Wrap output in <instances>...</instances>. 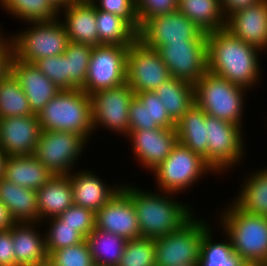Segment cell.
I'll return each instance as SVG.
<instances>
[{
    "mask_svg": "<svg viewBox=\"0 0 267 266\" xmlns=\"http://www.w3.org/2000/svg\"><path fill=\"white\" fill-rule=\"evenodd\" d=\"M258 53L262 55L225 28L207 33V71L247 90L261 81Z\"/></svg>",
    "mask_w": 267,
    "mask_h": 266,
    "instance_id": "cell-1",
    "label": "cell"
},
{
    "mask_svg": "<svg viewBox=\"0 0 267 266\" xmlns=\"http://www.w3.org/2000/svg\"><path fill=\"white\" fill-rule=\"evenodd\" d=\"M123 184L121 188L133 201L143 238L156 239L177 231L195 215L194 212H197L189 206L190 204L177 201L175 194L163 191L153 193L142 190L141 187L136 188L130 183Z\"/></svg>",
    "mask_w": 267,
    "mask_h": 266,
    "instance_id": "cell-2",
    "label": "cell"
},
{
    "mask_svg": "<svg viewBox=\"0 0 267 266\" xmlns=\"http://www.w3.org/2000/svg\"><path fill=\"white\" fill-rule=\"evenodd\" d=\"M221 213L219 228L230 238L235 253L248 266H267V217L243 211L234 202Z\"/></svg>",
    "mask_w": 267,
    "mask_h": 266,
    "instance_id": "cell-3",
    "label": "cell"
},
{
    "mask_svg": "<svg viewBox=\"0 0 267 266\" xmlns=\"http://www.w3.org/2000/svg\"><path fill=\"white\" fill-rule=\"evenodd\" d=\"M37 116L42 131L75 132L87 142L94 135L91 97L80 88L61 90Z\"/></svg>",
    "mask_w": 267,
    "mask_h": 266,
    "instance_id": "cell-4",
    "label": "cell"
},
{
    "mask_svg": "<svg viewBox=\"0 0 267 266\" xmlns=\"http://www.w3.org/2000/svg\"><path fill=\"white\" fill-rule=\"evenodd\" d=\"M193 86L195 104L206 115L244 126L242 114L245 111L247 89L209 71Z\"/></svg>",
    "mask_w": 267,
    "mask_h": 266,
    "instance_id": "cell-5",
    "label": "cell"
},
{
    "mask_svg": "<svg viewBox=\"0 0 267 266\" xmlns=\"http://www.w3.org/2000/svg\"><path fill=\"white\" fill-rule=\"evenodd\" d=\"M27 29L9 35L13 57L33 64L39 59L61 55L69 44L66 29L60 18L26 22Z\"/></svg>",
    "mask_w": 267,
    "mask_h": 266,
    "instance_id": "cell-6",
    "label": "cell"
},
{
    "mask_svg": "<svg viewBox=\"0 0 267 266\" xmlns=\"http://www.w3.org/2000/svg\"><path fill=\"white\" fill-rule=\"evenodd\" d=\"M210 172L216 175L202 156L178 142L151 175H155L153 178L157 181L158 191L178 195Z\"/></svg>",
    "mask_w": 267,
    "mask_h": 266,
    "instance_id": "cell-7",
    "label": "cell"
},
{
    "mask_svg": "<svg viewBox=\"0 0 267 266\" xmlns=\"http://www.w3.org/2000/svg\"><path fill=\"white\" fill-rule=\"evenodd\" d=\"M195 216L179 230L154 239L156 266L198 264L201 240L211 224Z\"/></svg>",
    "mask_w": 267,
    "mask_h": 266,
    "instance_id": "cell-8",
    "label": "cell"
},
{
    "mask_svg": "<svg viewBox=\"0 0 267 266\" xmlns=\"http://www.w3.org/2000/svg\"><path fill=\"white\" fill-rule=\"evenodd\" d=\"M205 125L207 127L208 164L217 175L227 173L229 169L240 165L246 154L244 143L246 141L242 127L210 115H206Z\"/></svg>",
    "mask_w": 267,
    "mask_h": 266,
    "instance_id": "cell-9",
    "label": "cell"
},
{
    "mask_svg": "<svg viewBox=\"0 0 267 266\" xmlns=\"http://www.w3.org/2000/svg\"><path fill=\"white\" fill-rule=\"evenodd\" d=\"M87 144L89 142L75 132L41 131L34 156L53 175H69Z\"/></svg>",
    "mask_w": 267,
    "mask_h": 266,
    "instance_id": "cell-10",
    "label": "cell"
},
{
    "mask_svg": "<svg viewBox=\"0 0 267 266\" xmlns=\"http://www.w3.org/2000/svg\"><path fill=\"white\" fill-rule=\"evenodd\" d=\"M129 46L101 44L93 46L85 84L87 95L120 86L126 82Z\"/></svg>",
    "mask_w": 267,
    "mask_h": 266,
    "instance_id": "cell-11",
    "label": "cell"
},
{
    "mask_svg": "<svg viewBox=\"0 0 267 266\" xmlns=\"http://www.w3.org/2000/svg\"><path fill=\"white\" fill-rule=\"evenodd\" d=\"M134 96L135 93L127 82L91 94L94 132L102 127L106 131L125 135L126 138L129 132L130 103Z\"/></svg>",
    "mask_w": 267,
    "mask_h": 266,
    "instance_id": "cell-12",
    "label": "cell"
},
{
    "mask_svg": "<svg viewBox=\"0 0 267 266\" xmlns=\"http://www.w3.org/2000/svg\"><path fill=\"white\" fill-rule=\"evenodd\" d=\"M171 77L195 84L207 72V33L187 40L156 47Z\"/></svg>",
    "mask_w": 267,
    "mask_h": 266,
    "instance_id": "cell-13",
    "label": "cell"
},
{
    "mask_svg": "<svg viewBox=\"0 0 267 266\" xmlns=\"http://www.w3.org/2000/svg\"><path fill=\"white\" fill-rule=\"evenodd\" d=\"M170 78L168 67L155 49L143 45L138 39L129 45L126 82L135 94L155 91Z\"/></svg>",
    "mask_w": 267,
    "mask_h": 266,
    "instance_id": "cell-14",
    "label": "cell"
},
{
    "mask_svg": "<svg viewBox=\"0 0 267 266\" xmlns=\"http://www.w3.org/2000/svg\"><path fill=\"white\" fill-rule=\"evenodd\" d=\"M203 33L193 21L176 10L146 20L137 32V39L155 49L167 44L197 40Z\"/></svg>",
    "mask_w": 267,
    "mask_h": 266,
    "instance_id": "cell-15",
    "label": "cell"
},
{
    "mask_svg": "<svg viewBox=\"0 0 267 266\" xmlns=\"http://www.w3.org/2000/svg\"><path fill=\"white\" fill-rule=\"evenodd\" d=\"M133 156L147 172L156 169L178 143L176 128H157L128 132ZM149 170V171H148Z\"/></svg>",
    "mask_w": 267,
    "mask_h": 266,
    "instance_id": "cell-16",
    "label": "cell"
},
{
    "mask_svg": "<svg viewBox=\"0 0 267 266\" xmlns=\"http://www.w3.org/2000/svg\"><path fill=\"white\" fill-rule=\"evenodd\" d=\"M96 228L127 240L141 237L132 199L121 188L95 213Z\"/></svg>",
    "mask_w": 267,
    "mask_h": 266,
    "instance_id": "cell-17",
    "label": "cell"
},
{
    "mask_svg": "<svg viewBox=\"0 0 267 266\" xmlns=\"http://www.w3.org/2000/svg\"><path fill=\"white\" fill-rule=\"evenodd\" d=\"M41 131L35 114L0 119V149L7 156L34 155Z\"/></svg>",
    "mask_w": 267,
    "mask_h": 266,
    "instance_id": "cell-18",
    "label": "cell"
},
{
    "mask_svg": "<svg viewBox=\"0 0 267 266\" xmlns=\"http://www.w3.org/2000/svg\"><path fill=\"white\" fill-rule=\"evenodd\" d=\"M225 29L262 52L267 51V0H261L229 15Z\"/></svg>",
    "mask_w": 267,
    "mask_h": 266,
    "instance_id": "cell-19",
    "label": "cell"
},
{
    "mask_svg": "<svg viewBox=\"0 0 267 266\" xmlns=\"http://www.w3.org/2000/svg\"><path fill=\"white\" fill-rule=\"evenodd\" d=\"M10 72L19 82L35 115L61 91L34 64L25 63L13 56L10 60Z\"/></svg>",
    "mask_w": 267,
    "mask_h": 266,
    "instance_id": "cell-20",
    "label": "cell"
},
{
    "mask_svg": "<svg viewBox=\"0 0 267 266\" xmlns=\"http://www.w3.org/2000/svg\"><path fill=\"white\" fill-rule=\"evenodd\" d=\"M72 184L73 204L97 212L102 208L122 187L103 182L102 176L96 175L89 169L74 170L68 175Z\"/></svg>",
    "mask_w": 267,
    "mask_h": 266,
    "instance_id": "cell-21",
    "label": "cell"
},
{
    "mask_svg": "<svg viewBox=\"0 0 267 266\" xmlns=\"http://www.w3.org/2000/svg\"><path fill=\"white\" fill-rule=\"evenodd\" d=\"M175 127L176 123L154 91L135 94L129 109V132Z\"/></svg>",
    "mask_w": 267,
    "mask_h": 266,
    "instance_id": "cell-22",
    "label": "cell"
},
{
    "mask_svg": "<svg viewBox=\"0 0 267 266\" xmlns=\"http://www.w3.org/2000/svg\"><path fill=\"white\" fill-rule=\"evenodd\" d=\"M63 15H61V14ZM69 41L90 46L99 45L96 8L91 2H72L59 9ZM64 20V21H63Z\"/></svg>",
    "mask_w": 267,
    "mask_h": 266,
    "instance_id": "cell-23",
    "label": "cell"
},
{
    "mask_svg": "<svg viewBox=\"0 0 267 266\" xmlns=\"http://www.w3.org/2000/svg\"><path fill=\"white\" fill-rule=\"evenodd\" d=\"M38 225V226H37ZM40 222L15 223L12 226L15 266H40L48 261L45 232ZM38 228V229H36ZM40 229V231H38Z\"/></svg>",
    "mask_w": 267,
    "mask_h": 266,
    "instance_id": "cell-24",
    "label": "cell"
},
{
    "mask_svg": "<svg viewBox=\"0 0 267 266\" xmlns=\"http://www.w3.org/2000/svg\"><path fill=\"white\" fill-rule=\"evenodd\" d=\"M0 201L6 206L15 223L39 222L35 190L21 187L2 178L0 179Z\"/></svg>",
    "mask_w": 267,
    "mask_h": 266,
    "instance_id": "cell-25",
    "label": "cell"
},
{
    "mask_svg": "<svg viewBox=\"0 0 267 266\" xmlns=\"http://www.w3.org/2000/svg\"><path fill=\"white\" fill-rule=\"evenodd\" d=\"M36 193L40 223L59 216L73 204L72 184L68 175H54Z\"/></svg>",
    "mask_w": 267,
    "mask_h": 266,
    "instance_id": "cell-26",
    "label": "cell"
},
{
    "mask_svg": "<svg viewBox=\"0 0 267 266\" xmlns=\"http://www.w3.org/2000/svg\"><path fill=\"white\" fill-rule=\"evenodd\" d=\"M54 175L34 155L8 156L4 177L21 187L37 191Z\"/></svg>",
    "mask_w": 267,
    "mask_h": 266,
    "instance_id": "cell-27",
    "label": "cell"
},
{
    "mask_svg": "<svg viewBox=\"0 0 267 266\" xmlns=\"http://www.w3.org/2000/svg\"><path fill=\"white\" fill-rule=\"evenodd\" d=\"M206 113L195 103L176 123L178 142L202 156L208 163Z\"/></svg>",
    "mask_w": 267,
    "mask_h": 266,
    "instance_id": "cell-28",
    "label": "cell"
},
{
    "mask_svg": "<svg viewBox=\"0 0 267 266\" xmlns=\"http://www.w3.org/2000/svg\"><path fill=\"white\" fill-rule=\"evenodd\" d=\"M265 167L247 175L238 194L232 199L243 211L267 217V166Z\"/></svg>",
    "mask_w": 267,
    "mask_h": 266,
    "instance_id": "cell-29",
    "label": "cell"
},
{
    "mask_svg": "<svg viewBox=\"0 0 267 266\" xmlns=\"http://www.w3.org/2000/svg\"><path fill=\"white\" fill-rule=\"evenodd\" d=\"M177 11L205 33L223 29L226 25L220 0H178Z\"/></svg>",
    "mask_w": 267,
    "mask_h": 266,
    "instance_id": "cell-30",
    "label": "cell"
},
{
    "mask_svg": "<svg viewBox=\"0 0 267 266\" xmlns=\"http://www.w3.org/2000/svg\"><path fill=\"white\" fill-rule=\"evenodd\" d=\"M154 92L175 123L195 103L193 84L174 77L165 81Z\"/></svg>",
    "mask_w": 267,
    "mask_h": 266,
    "instance_id": "cell-31",
    "label": "cell"
},
{
    "mask_svg": "<svg viewBox=\"0 0 267 266\" xmlns=\"http://www.w3.org/2000/svg\"><path fill=\"white\" fill-rule=\"evenodd\" d=\"M86 241L94 264L118 266L128 240L95 228L86 237Z\"/></svg>",
    "mask_w": 267,
    "mask_h": 266,
    "instance_id": "cell-32",
    "label": "cell"
},
{
    "mask_svg": "<svg viewBox=\"0 0 267 266\" xmlns=\"http://www.w3.org/2000/svg\"><path fill=\"white\" fill-rule=\"evenodd\" d=\"M213 229L210 228L201 240L200 258L198 266H248V264L235 253L230 238L221 242L214 239Z\"/></svg>",
    "mask_w": 267,
    "mask_h": 266,
    "instance_id": "cell-33",
    "label": "cell"
},
{
    "mask_svg": "<svg viewBox=\"0 0 267 266\" xmlns=\"http://www.w3.org/2000/svg\"><path fill=\"white\" fill-rule=\"evenodd\" d=\"M99 45L129 46L137 40V31L123 18L96 9Z\"/></svg>",
    "mask_w": 267,
    "mask_h": 266,
    "instance_id": "cell-34",
    "label": "cell"
},
{
    "mask_svg": "<svg viewBox=\"0 0 267 266\" xmlns=\"http://www.w3.org/2000/svg\"><path fill=\"white\" fill-rule=\"evenodd\" d=\"M34 115L19 82L9 71L0 78V119Z\"/></svg>",
    "mask_w": 267,
    "mask_h": 266,
    "instance_id": "cell-35",
    "label": "cell"
},
{
    "mask_svg": "<svg viewBox=\"0 0 267 266\" xmlns=\"http://www.w3.org/2000/svg\"><path fill=\"white\" fill-rule=\"evenodd\" d=\"M0 7L18 21L25 23L47 21L59 17V10L50 0H0Z\"/></svg>",
    "mask_w": 267,
    "mask_h": 266,
    "instance_id": "cell-36",
    "label": "cell"
},
{
    "mask_svg": "<svg viewBox=\"0 0 267 266\" xmlns=\"http://www.w3.org/2000/svg\"><path fill=\"white\" fill-rule=\"evenodd\" d=\"M92 49L93 46L69 41L64 52L68 67V82L75 89L85 84Z\"/></svg>",
    "mask_w": 267,
    "mask_h": 266,
    "instance_id": "cell-37",
    "label": "cell"
},
{
    "mask_svg": "<svg viewBox=\"0 0 267 266\" xmlns=\"http://www.w3.org/2000/svg\"><path fill=\"white\" fill-rule=\"evenodd\" d=\"M45 221L41 223L48 222V229L44 230L46 231L45 241L48 256L58 249L73 246L85 240L78 231L73 227L64 225L57 217H52Z\"/></svg>",
    "mask_w": 267,
    "mask_h": 266,
    "instance_id": "cell-38",
    "label": "cell"
},
{
    "mask_svg": "<svg viewBox=\"0 0 267 266\" xmlns=\"http://www.w3.org/2000/svg\"><path fill=\"white\" fill-rule=\"evenodd\" d=\"M118 266H156L154 239L128 240Z\"/></svg>",
    "mask_w": 267,
    "mask_h": 266,
    "instance_id": "cell-39",
    "label": "cell"
},
{
    "mask_svg": "<svg viewBox=\"0 0 267 266\" xmlns=\"http://www.w3.org/2000/svg\"><path fill=\"white\" fill-rule=\"evenodd\" d=\"M54 266H93L94 262L86 239L79 244L58 249L48 256Z\"/></svg>",
    "mask_w": 267,
    "mask_h": 266,
    "instance_id": "cell-40",
    "label": "cell"
},
{
    "mask_svg": "<svg viewBox=\"0 0 267 266\" xmlns=\"http://www.w3.org/2000/svg\"><path fill=\"white\" fill-rule=\"evenodd\" d=\"M36 66L59 90H74L75 88L68 82V67L66 55L46 57L35 61Z\"/></svg>",
    "mask_w": 267,
    "mask_h": 266,
    "instance_id": "cell-41",
    "label": "cell"
},
{
    "mask_svg": "<svg viewBox=\"0 0 267 266\" xmlns=\"http://www.w3.org/2000/svg\"><path fill=\"white\" fill-rule=\"evenodd\" d=\"M57 218L64 224L73 227L85 239L96 228L95 212L72 204Z\"/></svg>",
    "mask_w": 267,
    "mask_h": 266,
    "instance_id": "cell-42",
    "label": "cell"
},
{
    "mask_svg": "<svg viewBox=\"0 0 267 266\" xmlns=\"http://www.w3.org/2000/svg\"><path fill=\"white\" fill-rule=\"evenodd\" d=\"M96 9L115 14L125 19L137 32L140 24L137 19L135 0H92Z\"/></svg>",
    "mask_w": 267,
    "mask_h": 266,
    "instance_id": "cell-43",
    "label": "cell"
},
{
    "mask_svg": "<svg viewBox=\"0 0 267 266\" xmlns=\"http://www.w3.org/2000/svg\"><path fill=\"white\" fill-rule=\"evenodd\" d=\"M137 19L140 26L148 19L175 12L178 0H135Z\"/></svg>",
    "mask_w": 267,
    "mask_h": 266,
    "instance_id": "cell-44",
    "label": "cell"
},
{
    "mask_svg": "<svg viewBox=\"0 0 267 266\" xmlns=\"http://www.w3.org/2000/svg\"><path fill=\"white\" fill-rule=\"evenodd\" d=\"M14 247L12 227L0 231V266H15Z\"/></svg>",
    "mask_w": 267,
    "mask_h": 266,
    "instance_id": "cell-45",
    "label": "cell"
},
{
    "mask_svg": "<svg viewBox=\"0 0 267 266\" xmlns=\"http://www.w3.org/2000/svg\"><path fill=\"white\" fill-rule=\"evenodd\" d=\"M12 53V40L9 36L0 37V78H3L10 71V60Z\"/></svg>",
    "mask_w": 267,
    "mask_h": 266,
    "instance_id": "cell-46",
    "label": "cell"
},
{
    "mask_svg": "<svg viewBox=\"0 0 267 266\" xmlns=\"http://www.w3.org/2000/svg\"><path fill=\"white\" fill-rule=\"evenodd\" d=\"M261 0H220L222 12L227 18L229 15L234 12L249 7L253 4H256Z\"/></svg>",
    "mask_w": 267,
    "mask_h": 266,
    "instance_id": "cell-47",
    "label": "cell"
},
{
    "mask_svg": "<svg viewBox=\"0 0 267 266\" xmlns=\"http://www.w3.org/2000/svg\"><path fill=\"white\" fill-rule=\"evenodd\" d=\"M15 224L6 206L0 201V231L10 229Z\"/></svg>",
    "mask_w": 267,
    "mask_h": 266,
    "instance_id": "cell-48",
    "label": "cell"
},
{
    "mask_svg": "<svg viewBox=\"0 0 267 266\" xmlns=\"http://www.w3.org/2000/svg\"><path fill=\"white\" fill-rule=\"evenodd\" d=\"M7 157L8 156L0 149V179L4 177L5 162Z\"/></svg>",
    "mask_w": 267,
    "mask_h": 266,
    "instance_id": "cell-49",
    "label": "cell"
},
{
    "mask_svg": "<svg viewBox=\"0 0 267 266\" xmlns=\"http://www.w3.org/2000/svg\"><path fill=\"white\" fill-rule=\"evenodd\" d=\"M51 3L59 10L62 7L68 6L73 0H50Z\"/></svg>",
    "mask_w": 267,
    "mask_h": 266,
    "instance_id": "cell-50",
    "label": "cell"
},
{
    "mask_svg": "<svg viewBox=\"0 0 267 266\" xmlns=\"http://www.w3.org/2000/svg\"><path fill=\"white\" fill-rule=\"evenodd\" d=\"M40 266H54V265L52 263H50L49 261H46Z\"/></svg>",
    "mask_w": 267,
    "mask_h": 266,
    "instance_id": "cell-51",
    "label": "cell"
},
{
    "mask_svg": "<svg viewBox=\"0 0 267 266\" xmlns=\"http://www.w3.org/2000/svg\"><path fill=\"white\" fill-rule=\"evenodd\" d=\"M92 0H73V2H91Z\"/></svg>",
    "mask_w": 267,
    "mask_h": 266,
    "instance_id": "cell-52",
    "label": "cell"
},
{
    "mask_svg": "<svg viewBox=\"0 0 267 266\" xmlns=\"http://www.w3.org/2000/svg\"><path fill=\"white\" fill-rule=\"evenodd\" d=\"M179 266H198V264H182V265H179Z\"/></svg>",
    "mask_w": 267,
    "mask_h": 266,
    "instance_id": "cell-53",
    "label": "cell"
},
{
    "mask_svg": "<svg viewBox=\"0 0 267 266\" xmlns=\"http://www.w3.org/2000/svg\"><path fill=\"white\" fill-rule=\"evenodd\" d=\"M1 28V26H0ZM4 34V31L2 32V28L0 29V37Z\"/></svg>",
    "mask_w": 267,
    "mask_h": 266,
    "instance_id": "cell-54",
    "label": "cell"
}]
</instances>
